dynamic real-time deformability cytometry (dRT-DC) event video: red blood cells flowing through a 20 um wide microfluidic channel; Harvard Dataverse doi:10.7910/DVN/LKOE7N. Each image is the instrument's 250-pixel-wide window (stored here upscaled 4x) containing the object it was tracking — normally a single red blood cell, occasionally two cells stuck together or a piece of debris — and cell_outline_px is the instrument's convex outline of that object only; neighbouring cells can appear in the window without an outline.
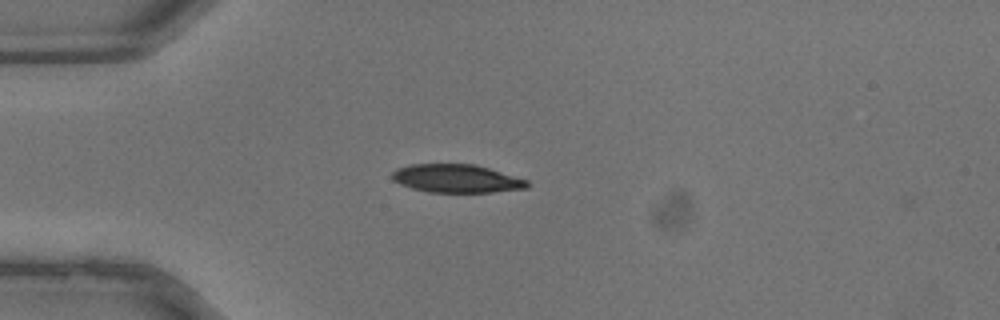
{"species": "common noctule bat (a hibernating species)", "species_latin": "Nyctalus noctula", "temperature_condition": "warm", "stored_images_in_passage": 3, "camera_frame_rate_fps": 3000, "um_per_image_px": 0.085, "animal": {"sex": "male", "body_mass_g": 13.3}, "frame": {"image": 1, "passage_image": 3, "time_ms": 0.667, "image_size_px": [1000, 320], "cell_outline_px": [[528, 188], [492, 192], [428, 192], [412, 188], [400, 184], [392, 180], [392, 172], [396, 168], [412, 164], [472, 164], [488, 168], [528, 180]], "centroid_in_image_um": [38.78, 15.17], "position_along_channel_um": 46.2, "area_um2": 22.14}}